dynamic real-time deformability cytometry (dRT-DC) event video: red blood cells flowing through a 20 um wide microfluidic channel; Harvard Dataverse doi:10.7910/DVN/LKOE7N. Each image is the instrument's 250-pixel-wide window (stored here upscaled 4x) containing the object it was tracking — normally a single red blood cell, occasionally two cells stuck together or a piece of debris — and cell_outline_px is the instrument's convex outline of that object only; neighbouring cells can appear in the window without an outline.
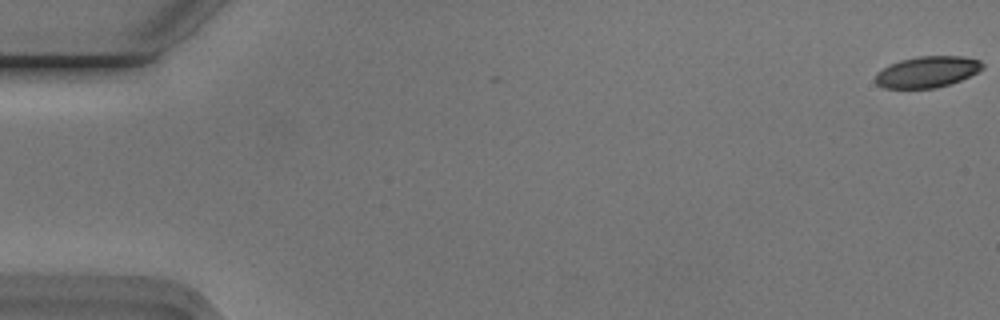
{"species": "Egyptian fruit bat (a non-hibernating species)", "species_latin": "Rousettus aegyptiacus", "temperature_condition": "cold", "stored_images_in_passage": 5, "camera_frame_rate_fps": 3000, "um_per_image_px": 0.085, "animal": {"sex": "male"}, "frame": {"image": 1, "passage_image": 1, "time_ms": 0.0, "image_size_px": [1000, 320], "cell_outline_px": [[984, 68], [960, 80], [936, 88], [884, 88], [876, 84], [876, 72], [888, 64], [900, 60], [920, 56], [964, 56], [980, 60], [984, 64]], "centroid_in_image_um": [78.8, 6.1], "position_along_channel_um": 6.2, "area_um2": 19.48}}